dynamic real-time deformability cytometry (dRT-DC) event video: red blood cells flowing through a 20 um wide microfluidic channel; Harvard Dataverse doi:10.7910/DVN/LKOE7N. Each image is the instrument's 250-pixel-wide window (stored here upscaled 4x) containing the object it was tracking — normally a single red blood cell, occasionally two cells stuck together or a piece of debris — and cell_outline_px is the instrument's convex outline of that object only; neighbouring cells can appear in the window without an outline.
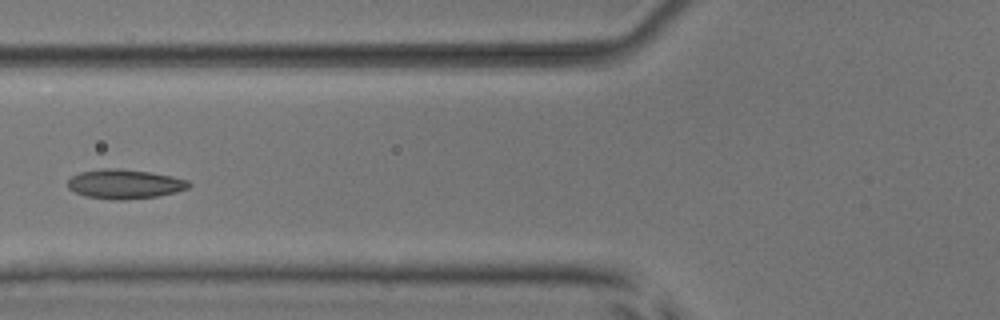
{"species": "common noctule bat (a hibernating species)", "species_latin": "Nyctalus noctula", "temperature_condition": "room temperature", "stored_images_in_passage": 3, "camera_frame_rate_fps": 3000, "um_per_image_px": 0.085, "animal": {"sex": "male", "body_mass_g": 17.9, "forearm_length_mm": 54.2}, "frame": {"image": 1, "passage_image": 3, "time_ms": 2.333, "image_size_px": [1000, 320], "cell_outline_px": [[192, 184], [188, 188], [176, 192], [156, 196], [124, 200], [116, 200], [84, 196], [68, 188], [68, 180], [72, 176], [80, 172], [104, 168], [120, 168], [148, 172], [172, 176], [188, 180]], "centroid_in_image_um": [10.6, 15.64], "position_along_channel_um": 115.2, "area_um2": 20.69}}